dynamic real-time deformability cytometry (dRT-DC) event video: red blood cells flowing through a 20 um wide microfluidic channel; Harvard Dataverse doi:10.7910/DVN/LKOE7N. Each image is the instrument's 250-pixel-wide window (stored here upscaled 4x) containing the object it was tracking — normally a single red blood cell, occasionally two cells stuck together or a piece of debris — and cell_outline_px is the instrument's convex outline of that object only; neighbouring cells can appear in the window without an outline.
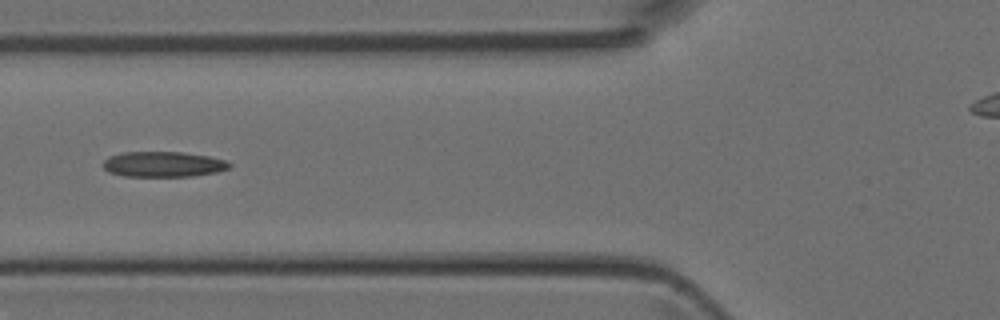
{"species": "Egyptian fruit bat (a non-hibernating species)", "species_latin": "Rousettus aegyptiacus", "temperature_condition": "room temperature", "stored_images_in_passage": 6, "camera_frame_rate_fps": 3000, "um_per_image_px": 0.085, "animal": {"sex": "female"}, "frame": {"image": 1, "passage_image": 5, "time_ms": 1.333, "image_size_px": [1000, 320], "cell_outline_px": [[232, 164], [228, 168], [216, 172], [192, 176], [124, 176], [108, 172], [100, 164], [108, 156], [124, 152], [184, 152], [208, 156], [228, 160]], "centroid_in_image_um": [13.85, 13.95], "position_along_channel_um": 111.9, "area_um2": 18.84}}
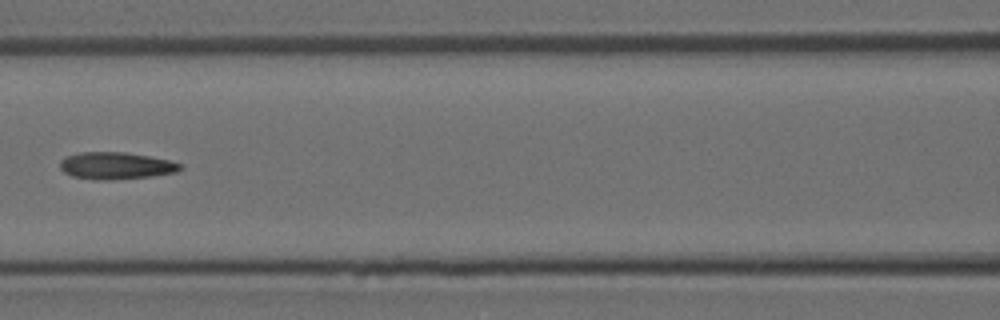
{"frame": {"image": 2, "passage_image": 6, "time_ms": 1.667, "image_size_px": [1000, 320], "cell_outline_px": [[184, 168], [176, 172], [152, 176], [112, 180], [92, 180], [72, 176], [64, 172], [60, 168], [60, 160], [68, 156], [80, 152], [124, 152], [148, 156], [168, 160], [184, 164]], "centroid_in_image_um": [9.87, 14.09], "position_along_channel_um": 156.7, "area_um2": 19.07}}